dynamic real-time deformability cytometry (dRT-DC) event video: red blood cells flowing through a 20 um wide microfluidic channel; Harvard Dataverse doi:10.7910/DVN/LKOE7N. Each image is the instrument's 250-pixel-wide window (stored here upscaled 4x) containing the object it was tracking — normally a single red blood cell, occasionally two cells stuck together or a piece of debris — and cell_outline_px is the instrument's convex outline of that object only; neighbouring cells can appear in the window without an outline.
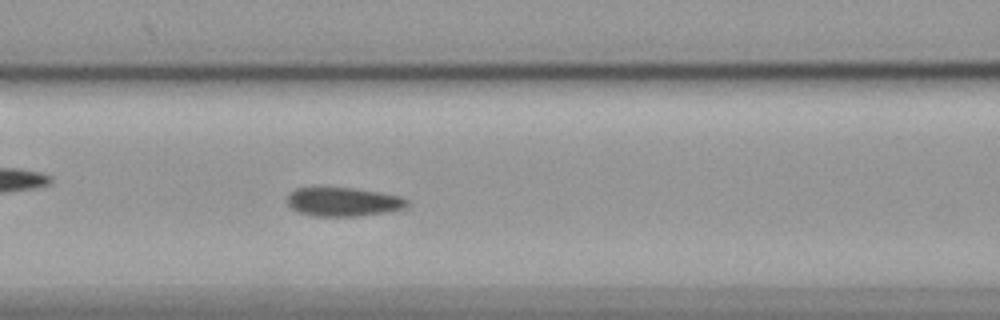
{"species": "common noctule bat (a hibernating species)", "species_latin": "Nyctalus noctula", "temperature_condition": "cold", "stored_images_in_passage": 56, "camera_frame_rate_fps": 3000, "um_per_image_px": 0.085, "animal": {"sex": "female", "body_mass_g": 19.9}, "frame": {"image": 1, "passage_image": 22, "time_ms": 7.0, "image_size_px": [1000, 320], "cell_outline_px": [[408, 204], [404, 208], [384, 212], [356, 216], [312, 216], [300, 212], [292, 208], [288, 204], [288, 196], [296, 188], [352, 188], [380, 192], [400, 196], [408, 200]], "centroid_in_image_um": [29.19, 17.16], "position_along_channel_um": 137.4, "area_um2": 19.83}}
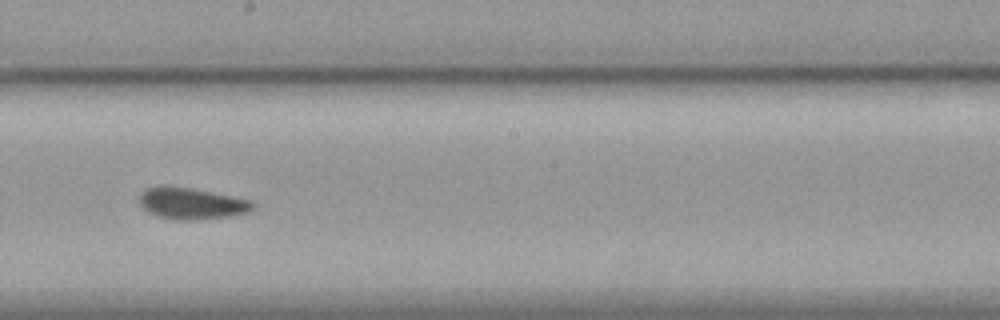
{"frame": {"image": 2, "passage_image": 30, "time_ms": 9.667, "image_size_px": [1000, 320], "cell_outline_px": [[256, 208], [248, 212], [232, 216], [200, 220], [176, 220], [156, 216], [144, 208], [140, 204], [140, 192], [148, 188], [192, 188], [252, 200], [256, 204]], "centroid_in_image_um": [16.38, 17.33], "position_along_channel_um": 231.8, "area_um2": 20.58}}
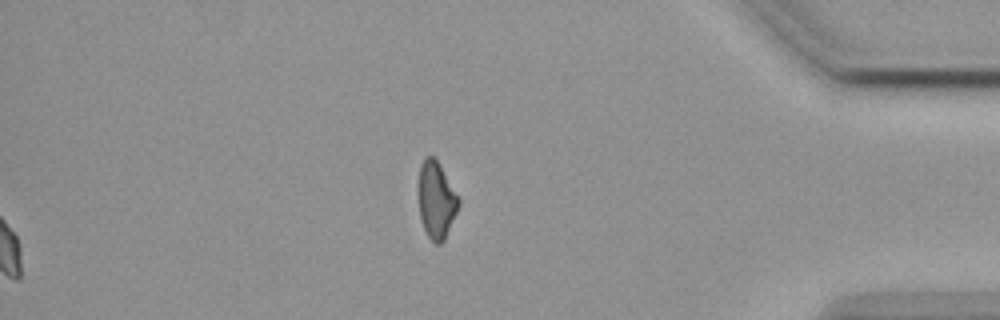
{"frame": {"image": 3, "passage_image": 56, "time_ms": 18.333, "image_size_px": [1000, 320], "cell_outline_px": [[460, 204], [444, 240], [440, 244], [436, 244], [428, 236], [424, 228], [420, 216], [420, 164], [424, 156], [432, 156], [440, 164], [460, 200]], "centroid_in_image_um": [37.1, 17.0], "position_along_channel_um": 398.1, "area_um2": 17.51}, "authors_computed_cell_mechanics": {"area_um2": 20.0566, "velocity_mm_per_s": 3.5554, "shape_relaxation_time_tau1_ms": null, "shape_relaxation_time_tau2_ms": 2.1286, "deformation_change_tau1": null, "deformation_change_tau2": 0.0521}}